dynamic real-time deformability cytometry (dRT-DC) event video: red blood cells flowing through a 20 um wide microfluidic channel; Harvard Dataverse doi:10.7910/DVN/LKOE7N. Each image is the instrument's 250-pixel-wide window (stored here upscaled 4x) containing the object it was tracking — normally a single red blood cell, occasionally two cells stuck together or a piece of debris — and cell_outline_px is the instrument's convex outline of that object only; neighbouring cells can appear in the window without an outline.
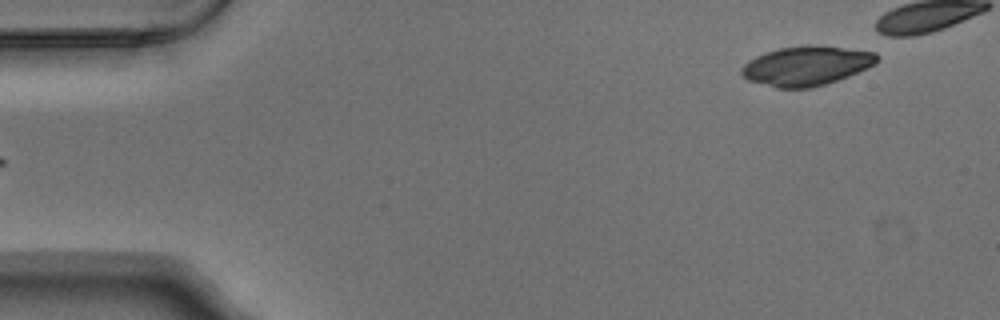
{"species": "Egyptian fruit bat (a non-hibernating species)", "species_latin": "Rousettus aegyptiacus", "temperature_condition": "warm", "stored_images_in_passage": 6, "segment_of_instrument_passage": [2, 2], "camera_frame_rate_fps": 3000, "um_per_image_px": 0.085, "animal": {"sex": "male"}, "frame": {"image": 1, "passage_image": 6, "time_ms": 1.667, "image_size_px": [1000, 320], "cell_outline_px": [[880, 60], [876, 64], [848, 76], [824, 84], [808, 88], [776, 88], [748, 80], [740, 72], [740, 68], [748, 60], [756, 56], [780, 48], [804, 44], [816, 44], [876, 52], [880, 56]], "centroid_in_image_um": [68.56, 5.58], "position_along_channel_um": 16.4, "area_um2": 31.27}}